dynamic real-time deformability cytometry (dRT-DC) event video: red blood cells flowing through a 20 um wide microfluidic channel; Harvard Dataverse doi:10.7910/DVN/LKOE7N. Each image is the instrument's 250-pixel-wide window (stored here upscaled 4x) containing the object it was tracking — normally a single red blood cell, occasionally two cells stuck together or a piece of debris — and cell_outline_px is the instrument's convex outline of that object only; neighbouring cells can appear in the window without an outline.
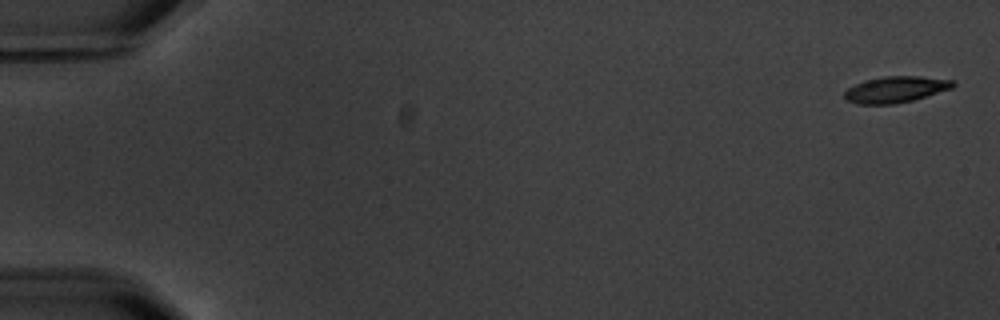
{"species": "common noctule bat (a hibernating species)", "species_latin": "Nyctalus noctula", "temperature_condition": "warm", "stored_images_in_passage": 5, "camera_frame_rate_fps": 3000, "um_per_image_px": 0.085, "animal": {"sex": "male", "body_mass_g": 20.1, "forearm_length_mm": 53.5}, "frame": {"image": 1, "passage_image": 1, "time_ms": 0.0, "image_size_px": [1000, 320], "cell_outline_px": [[956, 84], [952, 88], [912, 100], [892, 104], [856, 104], [848, 100], [844, 96], [844, 92], [848, 88], [864, 80], [884, 76], [920, 76], [952, 80]], "centroid_in_image_um": [76.11, 7.59], "position_along_channel_um": 8.9, "area_um2": 16.42}}
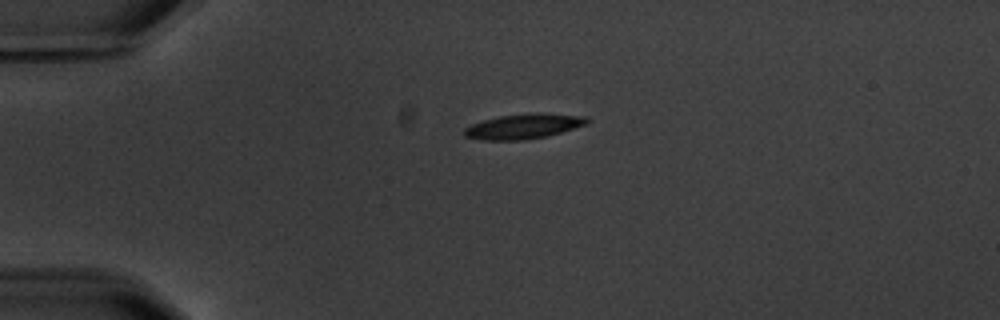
{"frame": {"image": 2, "passage_image": 4, "time_ms": 4.333, "image_size_px": [1000, 320], "cell_outline_px": [[592, 120], [588, 124], [548, 136], [524, 140], [484, 140], [464, 136], [464, 128], [472, 124], [484, 120], [500, 116], [532, 112], [588, 116]], "centroid_in_image_um": [44.57, 10.73], "position_along_channel_um": 40.4, "area_um2": 18.03}}